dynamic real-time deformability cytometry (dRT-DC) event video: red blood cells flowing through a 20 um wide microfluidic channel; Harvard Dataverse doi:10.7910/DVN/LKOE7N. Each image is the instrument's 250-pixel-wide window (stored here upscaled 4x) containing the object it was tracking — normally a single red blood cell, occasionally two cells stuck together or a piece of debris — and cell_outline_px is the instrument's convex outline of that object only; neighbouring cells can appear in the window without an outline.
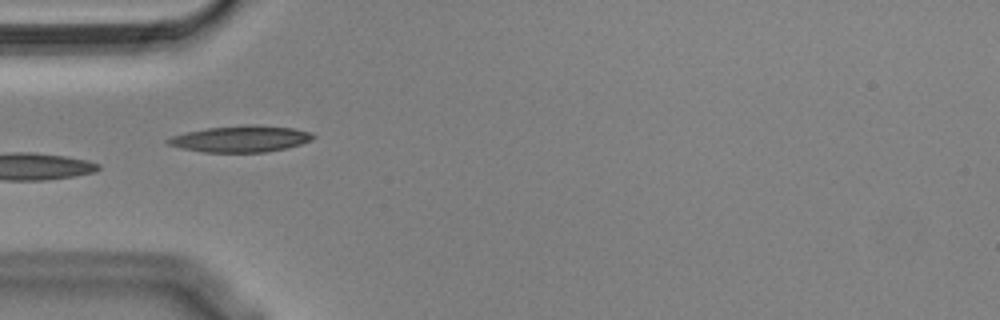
{"species": "Egyptian fruit bat (a non-hibernating species)", "species_latin": "Rousettus aegyptiacus", "temperature_condition": "cold", "stored_images_in_passage": 17, "camera_frame_rate_fps": 3000, "um_per_image_px": 0.085, "animal": {"sex": "male"}, "frame": {"image": 1, "passage_image": 1, "time_ms": 0.0, "image_size_px": [1000, 320], "cell_outline_px": [[316, 136], [312, 140], [288, 148], [264, 152], [204, 152], [180, 148], [168, 144], [164, 140], [172, 136], [188, 132], [208, 128], [248, 124], [256, 124], [292, 128], [312, 132]], "centroid_in_image_um": [20.49, 11.8], "position_along_channel_um": 64.5, "area_um2": 22.37}}